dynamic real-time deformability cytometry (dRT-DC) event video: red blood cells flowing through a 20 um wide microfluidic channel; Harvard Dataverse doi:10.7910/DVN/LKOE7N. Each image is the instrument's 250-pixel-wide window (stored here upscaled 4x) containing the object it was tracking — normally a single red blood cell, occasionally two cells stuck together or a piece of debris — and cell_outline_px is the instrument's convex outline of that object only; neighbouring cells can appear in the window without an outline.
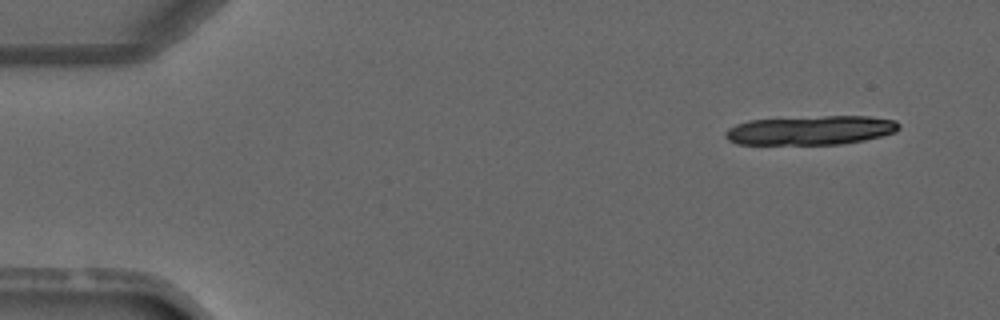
{"species": "common noctule bat (a hibernating species)", "species_latin": "Nyctalus noctula", "temperature_condition": "warm", "stored_images_in_passage": 4, "camera_frame_rate_fps": 3000, "um_per_image_px": 0.085, "animal": {"sex": "male", "forearm_length_mm": 52.5}, "frame": {"image": 1, "passage_image": 1, "time_ms": 0.0, "image_size_px": [1000, 320], "cell_outline_px": [[900, 128], [896, 132], [864, 140], [840, 144], [736, 144], [728, 140], [724, 136], [724, 132], [728, 128], [736, 124], [748, 120], [824, 116], [868, 116], [896, 120], [900, 124]], "centroid_in_image_um": [68.9, 11.07], "position_along_channel_um": 16.1, "area_um2": 29.54}}
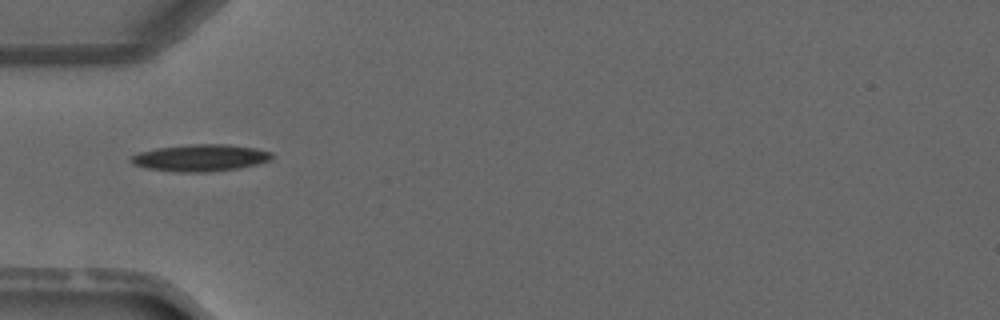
{"frame": {"image": 2, "passage_image": 4, "time_ms": 3.667, "image_size_px": [1000, 320], "cell_outline_px": [[272, 160], [240, 168], [208, 172], [180, 172], [144, 168], [132, 164], [128, 160], [132, 156], [140, 152], [156, 148], [192, 144], [224, 144], [256, 148], [272, 152]], "centroid_in_image_um": [17.03, 13.42], "position_along_channel_um": 68.0, "area_um2": 22.14}}